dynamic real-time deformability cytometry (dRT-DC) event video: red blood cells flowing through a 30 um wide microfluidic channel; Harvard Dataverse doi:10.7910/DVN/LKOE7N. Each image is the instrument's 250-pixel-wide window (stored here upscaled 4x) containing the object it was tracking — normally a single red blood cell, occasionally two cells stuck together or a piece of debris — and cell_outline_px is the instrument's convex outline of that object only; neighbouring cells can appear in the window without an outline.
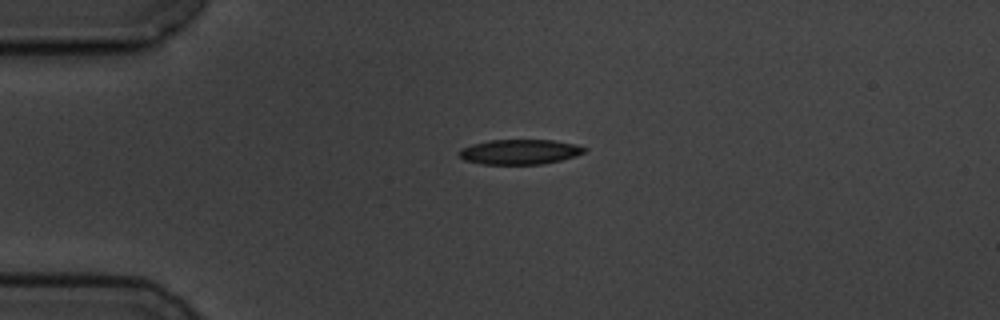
{"species": "common noctule bat (a hibernating species)", "species_latin": "Nyctalus noctula", "temperature_condition": "cold", "stored_images_in_passage": 3, "camera_frame_rate_fps": 3000, "um_per_image_px": 0.085, "animal": {"sex": "male", "body_mass_g": 19.5, "forearm_length_mm": 54.6}, "frame": {"image": 1, "passage_image": 1, "time_ms": 0.0, "image_size_px": [1000, 320], "cell_outline_px": [[588, 148], [584, 152], [560, 160], [540, 164], [484, 164], [464, 160], [456, 152], [460, 148], [472, 144], [492, 140], [552, 140], [576, 144]], "centroid_in_image_um": [44.13, 12.9], "position_along_channel_um": 40.9, "area_um2": 18.09}}
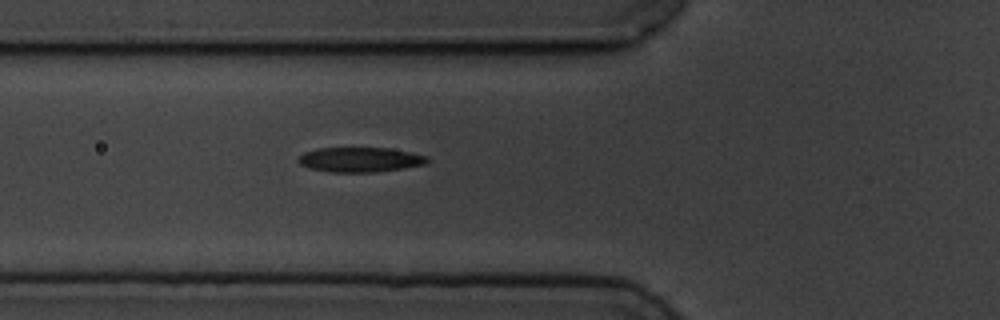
{"frame": {"image": 2, "passage_image": 3, "time_ms": 2.333, "image_size_px": [1000, 320], "cell_outline_px": [[428, 164], [376, 172], [328, 172], [308, 168], [300, 164], [296, 160], [304, 152], [316, 148], [388, 148], [412, 152], [428, 156]], "centroid_in_image_um": [30.6, 13.57], "position_along_channel_um": 95.2, "area_um2": 18.79}}